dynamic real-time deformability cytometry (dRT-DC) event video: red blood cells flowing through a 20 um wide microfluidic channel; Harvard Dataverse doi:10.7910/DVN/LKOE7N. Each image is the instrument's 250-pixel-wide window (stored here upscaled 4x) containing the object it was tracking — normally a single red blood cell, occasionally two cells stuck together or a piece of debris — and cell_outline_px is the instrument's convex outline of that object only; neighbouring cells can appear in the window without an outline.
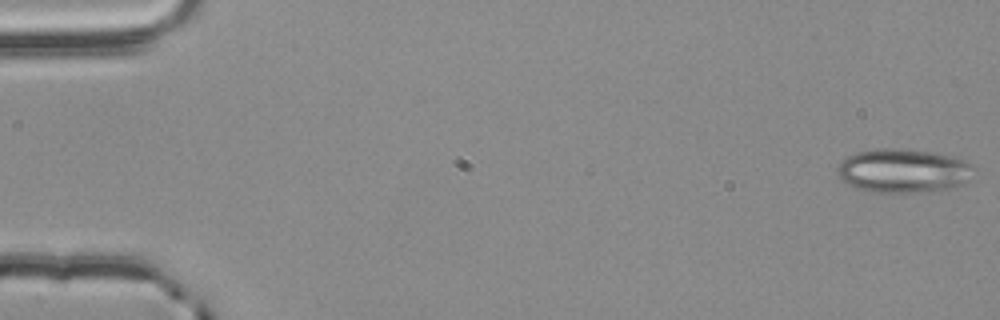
{"species": "common noctule bat (a hibernating species)", "species_latin": "Nyctalus noctula", "temperature_condition": "room temperature", "stored_images_in_passage": 13, "camera_frame_rate_fps": 3000, "um_per_image_px": 0.085, "animal": {"sex": "male", "body_mass_g": 20.4}, "frame": {"image": 1, "passage_image": 1, "time_ms": 0.0, "image_size_px": [1000, 320], "cell_outline_px": [[968, 164], [964, 184], [952, 188], [916, 192], [872, 192], [860, 188], [840, 180], [836, 172], [836, 168], [848, 156], [856, 152], [880, 148], [900, 148], [928, 152], [952, 156], [964, 160]], "centroid_in_image_um": [76.66, 14.51], "position_along_channel_um": 8.3, "area_um2": 33.99}}